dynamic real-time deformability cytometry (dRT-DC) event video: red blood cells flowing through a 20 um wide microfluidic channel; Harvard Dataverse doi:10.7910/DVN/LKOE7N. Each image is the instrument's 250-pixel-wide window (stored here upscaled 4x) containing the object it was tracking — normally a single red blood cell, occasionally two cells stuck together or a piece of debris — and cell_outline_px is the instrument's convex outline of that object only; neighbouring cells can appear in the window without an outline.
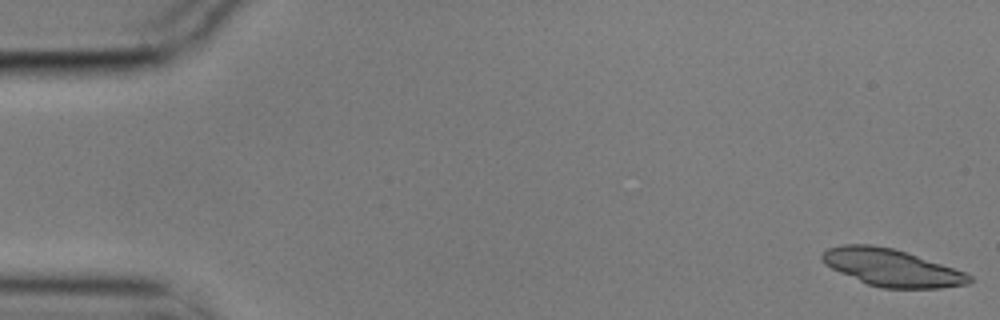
{"species": "common noctule bat (a hibernating species)", "species_latin": "Nyctalus noctula", "temperature_condition": "cold", "stored_images_in_passage": 55, "camera_frame_rate_fps": 3000, "um_per_image_px": 0.085, "animal": {"sex": "male", "body_mass_g": 17.9}, "frame": {"image": 1, "passage_image": 1, "time_ms": 0.0, "image_size_px": [1000, 320], "cell_outline_px": [[972, 280], [968, 284], [940, 288], [880, 288], [868, 284], [840, 272], [824, 264], [820, 260], [820, 256], [828, 248], [844, 244], [872, 244], [892, 248], [908, 252], [964, 272], [972, 276]], "centroid_in_image_um": [75.77, 22.74], "position_along_channel_um": 9.2, "area_um2": 31.79}}
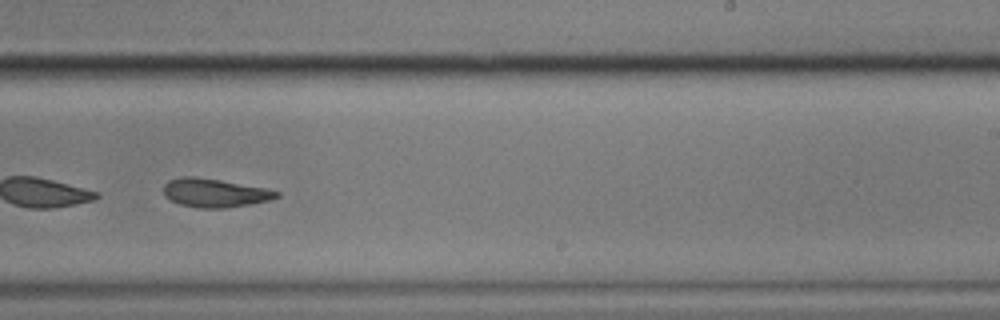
{"frame": {"image": 2, "passage_image": 35, "time_ms": 11.333, "image_size_px": [1000, 320], "cell_outline_px": [[280, 196], [272, 200], [252, 204], [224, 208], [196, 208], [180, 204], [164, 196], [164, 184], [168, 180], [184, 176], [192, 176], [220, 180], [264, 188], [280, 192]], "centroid_in_image_um": [18.26, 16.4], "position_along_channel_um": 270.7, "area_um2": 18.84}, "authors_computed_cell_mechanics": {"area_um2": 21.9062, "velocity_mm_per_s": 3.5242, "shape_relaxation_time_tau1_ms": 5.6803, "shape_relaxation_time_tau2_ms": 8.5845, "deformation_change_tau1": 0.1662, "deformation_change_tau2": 0.1509}}